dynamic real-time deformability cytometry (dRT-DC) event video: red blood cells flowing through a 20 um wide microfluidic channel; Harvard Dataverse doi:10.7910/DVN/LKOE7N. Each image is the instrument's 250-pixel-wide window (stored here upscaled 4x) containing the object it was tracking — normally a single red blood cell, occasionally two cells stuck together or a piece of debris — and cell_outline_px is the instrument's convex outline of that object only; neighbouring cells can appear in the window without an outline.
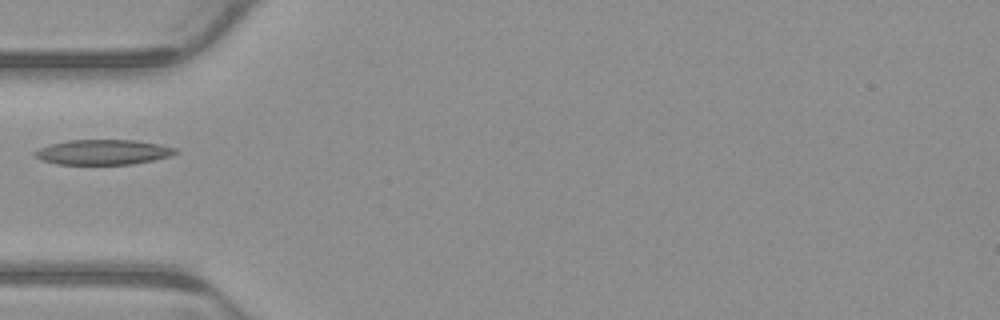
{"species": "common noctule bat (a hibernating species)", "species_latin": "Nyctalus noctula", "temperature_condition": "warm", "stored_images_in_passage": 1, "camera_frame_rate_fps": 3000, "um_per_image_px": 0.085, "animal": {"sex": "male", "body_mass_g": 23.1, "forearm_length_mm": 52.7}, "frame": {"image": 1, "passage_image": 1, "time_ms": 0.0, "image_size_px": [1000, 320], "cell_outline_px": [[180, 152], [168, 156], [152, 160], [132, 164], [56, 164], [40, 160], [32, 152], [40, 148], [52, 144], [68, 140], [136, 140], [160, 144], [176, 148]], "centroid_in_image_um": [8.76, 12.93], "position_along_channel_um": 76.2, "area_um2": 20.46}}